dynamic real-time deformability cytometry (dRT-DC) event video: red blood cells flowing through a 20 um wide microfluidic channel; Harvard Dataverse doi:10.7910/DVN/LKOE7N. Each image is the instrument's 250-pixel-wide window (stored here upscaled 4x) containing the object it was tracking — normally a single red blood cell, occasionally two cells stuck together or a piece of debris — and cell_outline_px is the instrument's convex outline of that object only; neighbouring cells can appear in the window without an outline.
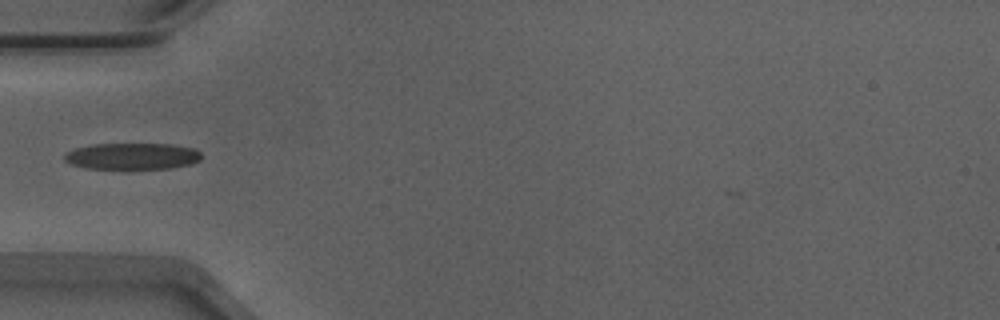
{"species": "Egyptian fruit bat (a non-hibernating species)", "species_latin": "Rousettus aegyptiacus", "temperature_condition": "warm", "stored_images_in_passage": 21, "camera_frame_rate_fps": 3000, "um_per_image_px": 0.085, "animal": {"sex": "male"}, "frame": {"image": 1, "passage_image": 1, "time_ms": 0.0, "image_size_px": [1000, 320], "cell_outline_px": [[200, 160], [192, 164], [168, 168], [124, 172], [84, 168], [72, 164], [64, 160], [64, 156], [68, 152], [76, 148], [92, 144], [172, 144], [196, 148], [200, 152]], "centroid_in_image_um": [11.24, 13.33], "position_along_channel_um": 73.8, "area_um2": 22.2}}
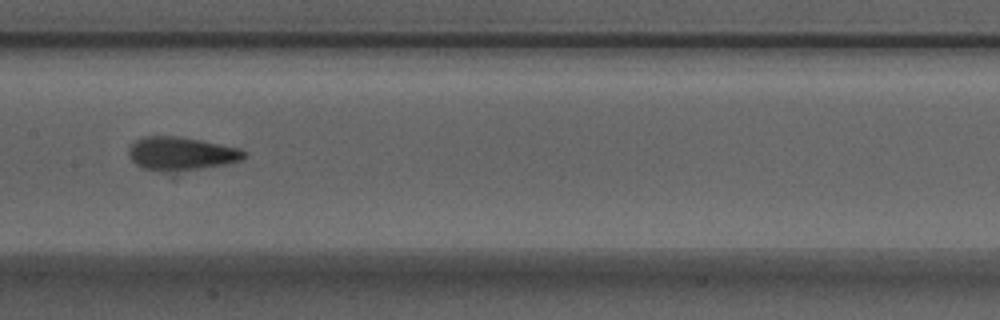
{"frame": {"image": 2, "passage_image": 10, "time_ms": 3.0, "image_size_px": [1000, 320], "cell_outline_px": [[248, 156], [240, 160], [224, 164], [200, 168], [164, 172], [160, 172], [144, 168], [136, 164], [128, 156], [128, 148], [136, 140], [144, 136], [176, 136], [200, 140], [240, 148]], "centroid_in_image_um": [15.36, 13.05], "position_along_channel_um": 192.0, "area_um2": 22.25}}
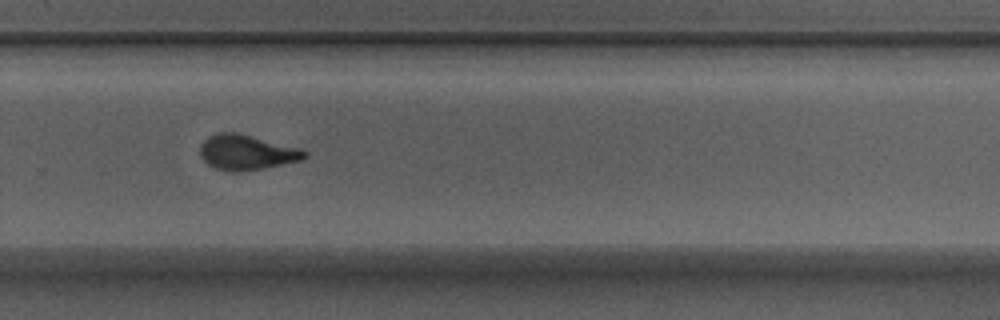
{"frame": {"image": 3, "passage_image": 19, "time_ms": 6.0, "image_size_px": [1000, 320], "cell_outline_px": [[308, 156], [300, 160], [264, 168], [240, 172], [228, 172], [216, 168], [208, 164], [200, 156], [200, 144], [208, 136], [220, 132], [236, 132], [300, 148], [308, 152]], "centroid_in_image_um": [20.94, 12.95], "position_along_channel_um": 308.9, "area_um2": 21.39}}